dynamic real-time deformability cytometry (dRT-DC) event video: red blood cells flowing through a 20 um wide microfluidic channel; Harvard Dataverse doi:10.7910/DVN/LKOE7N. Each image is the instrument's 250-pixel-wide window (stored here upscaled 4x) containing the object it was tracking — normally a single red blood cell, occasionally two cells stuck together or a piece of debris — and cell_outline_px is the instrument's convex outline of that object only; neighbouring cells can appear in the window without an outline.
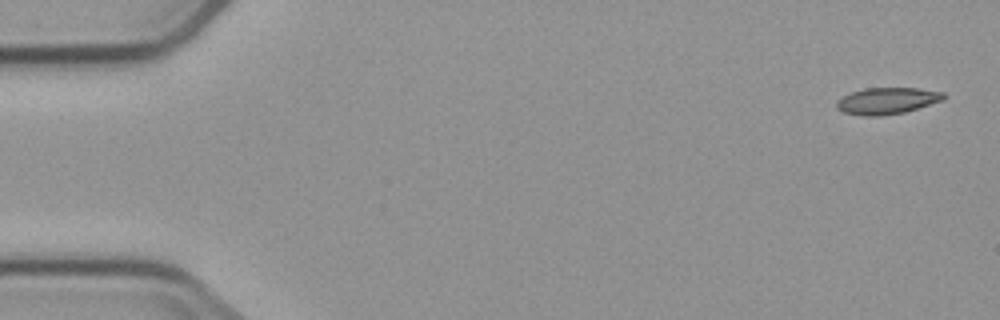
{"species": "common noctule bat (a hibernating species)", "species_latin": "Nyctalus noctula", "temperature_condition": "cold", "stored_images_in_passage": 5, "camera_frame_rate_fps": 3000, "um_per_image_px": 0.085, "animal": {"sex": "male", "body_mass_g": 23.1, "forearm_length_mm": 52.7}, "frame": {"image": 1, "passage_image": 1, "time_ms": 0.0, "image_size_px": [1000, 320], "cell_outline_px": [[944, 100], [904, 112], [880, 116], [860, 116], [844, 112], [836, 108], [836, 100], [852, 92], [864, 88], [920, 88], [944, 92]], "centroid_in_image_um": [75.39, 8.57], "position_along_channel_um": 9.6, "area_um2": 16.59}}
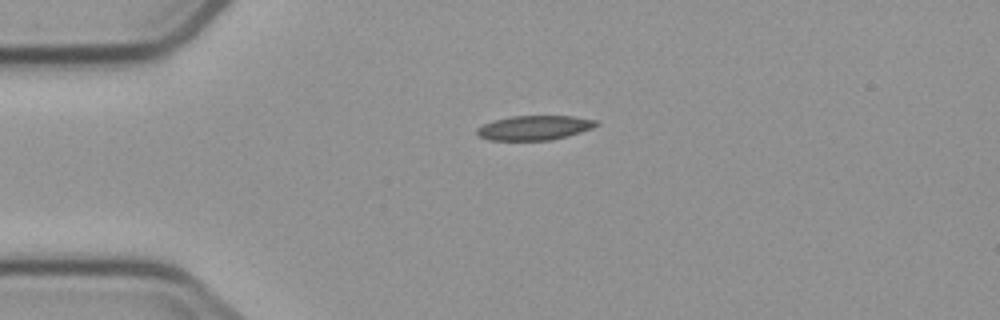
{"frame": {"image": 2, "passage_image": 4, "time_ms": 3.667, "image_size_px": [1000, 320], "cell_outline_px": [[600, 124], [592, 128], [568, 136], [552, 140], [488, 140], [480, 136], [476, 132], [476, 128], [484, 124], [496, 120], [512, 116], [572, 116], [596, 120]], "centroid_in_image_um": [45.44, 10.86], "position_along_channel_um": 39.6, "area_um2": 16.94}}